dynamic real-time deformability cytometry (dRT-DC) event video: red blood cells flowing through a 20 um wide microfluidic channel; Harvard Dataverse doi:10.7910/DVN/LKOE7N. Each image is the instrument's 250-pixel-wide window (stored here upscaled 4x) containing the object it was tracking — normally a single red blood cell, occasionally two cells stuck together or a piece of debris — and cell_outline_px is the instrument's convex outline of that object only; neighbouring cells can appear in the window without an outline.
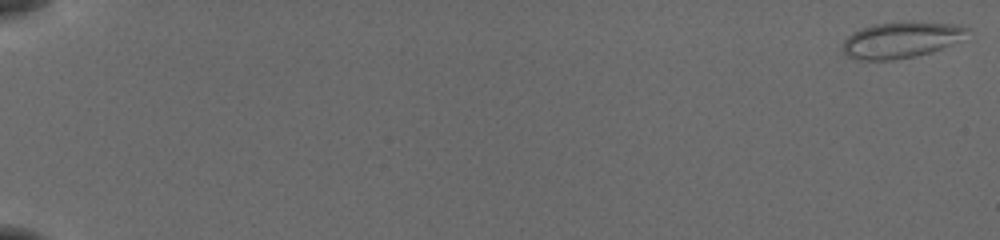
{"species": "common noctule bat (a hibernating species)", "species_latin": "Nyctalus noctula", "temperature_condition": "cold", "stored_images_in_passage": 16, "camera_frame_rate_fps": 3000, "um_per_image_px": 0.085, "animal": {"sex": "female", "body_mass_g": 19.5, "forearm_length_mm": 54.1}, "frame": {"image": 1, "passage_image": 1, "time_ms": 0.0, "image_size_px": [1000, 240], "cell_outline_px": [[968, 28], [948, 44], [940, 48], [916, 56], [892, 60], [856, 60], [848, 56], [840, 48], [844, 40], [852, 32], [860, 28], [872, 24], [952, 24]], "centroid_in_image_um": [76.35, 3.44], "position_along_channel_um": 8.6, "area_um2": 24.68}}